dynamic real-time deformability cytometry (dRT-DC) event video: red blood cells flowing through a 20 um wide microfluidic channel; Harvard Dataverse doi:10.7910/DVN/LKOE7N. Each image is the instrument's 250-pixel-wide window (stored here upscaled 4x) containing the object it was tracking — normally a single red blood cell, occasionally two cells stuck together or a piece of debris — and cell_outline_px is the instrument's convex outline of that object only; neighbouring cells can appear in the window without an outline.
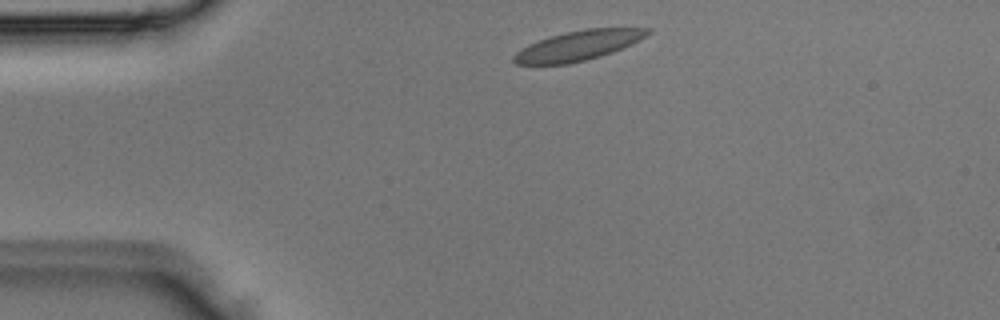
{"species": "Egyptian fruit bat (a non-hibernating species)", "species_latin": "Rousettus aegyptiacus", "temperature_condition": "room temperature", "stored_images_in_passage": 3, "camera_frame_rate_fps": 3000, "um_per_image_px": 0.085, "animal": {"sex": "male"}, "frame": {"image": 1, "passage_image": 1, "time_ms": 0.0, "image_size_px": [1000, 320], "cell_outline_px": [[652, 32], [640, 40], [632, 44], [612, 52], [600, 56], [568, 64], [516, 64], [512, 60], [512, 56], [516, 52], [528, 44], [552, 36], [584, 28], [652, 28]], "centroid_in_image_um": [49.18, 3.87], "position_along_channel_um": 35.8, "area_um2": 23.06}}
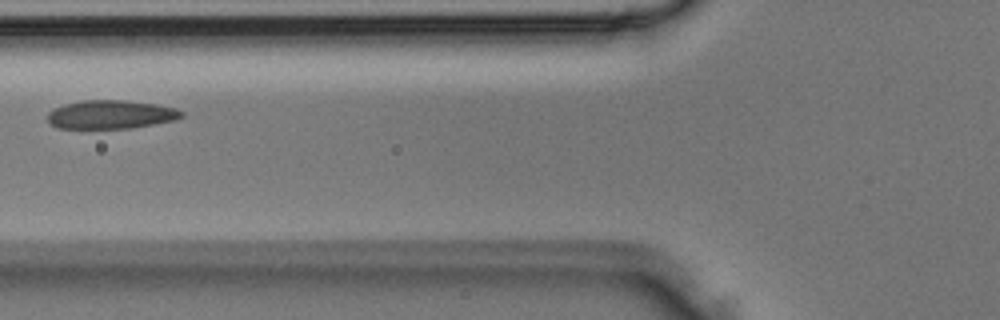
{"frame": {"image": 2, "passage_image": 3, "time_ms": 0.667, "image_size_px": [1000, 320], "cell_outline_px": [[184, 116], [176, 120], [132, 128], [56, 128], [48, 120], [48, 112], [52, 108], [64, 104], [80, 100], [124, 100], [156, 104], [176, 108], [184, 112]], "centroid_in_image_um": [9.43, 9.73], "position_along_channel_um": 116.4, "area_um2": 22.48}}